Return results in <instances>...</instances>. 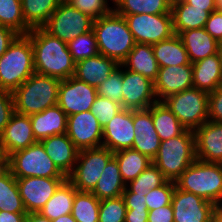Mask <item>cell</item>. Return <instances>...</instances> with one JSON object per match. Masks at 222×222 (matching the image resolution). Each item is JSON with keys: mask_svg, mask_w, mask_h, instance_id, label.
<instances>
[{"mask_svg": "<svg viewBox=\"0 0 222 222\" xmlns=\"http://www.w3.org/2000/svg\"><path fill=\"white\" fill-rule=\"evenodd\" d=\"M24 222H50V220L40 212H31L26 214Z\"/></svg>", "mask_w": 222, "mask_h": 222, "instance_id": "cell-55", "label": "cell"}, {"mask_svg": "<svg viewBox=\"0 0 222 222\" xmlns=\"http://www.w3.org/2000/svg\"><path fill=\"white\" fill-rule=\"evenodd\" d=\"M176 187L210 201L222 197V163L196 159L175 181Z\"/></svg>", "mask_w": 222, "mask_h": 222, "instance_id": "cell-6", "label": "cell"}, {"mask_svg": "<svg viewBox=\"0 0 222 222\" xmlns=\"http://www.w3.org/2000/svg\"><path fill=\"white\" fill-rule=\"evenodd\" d=\"M100 200L91 192L76 191L71 215L77 222H99Z\"/></svg>", "mask_w": 222, "mask_h": 222, "instance_id": "cell-38", "label": "cell"}, {"mask_svg": "<svg viewBox=\"0 0 222 222\" xmlns=\"http://www.w3.org/2000/svg\"><path fill=\"white\" fill-rule=\"evenodd\" d=\"M67 117V114L57 104L40 113L30 115L36 141L65 134L67 131Z\"/></svg>", "mask_w": 222, "mask_h": 222, "instance_id": "cell-25", "label": "cell"}, {"mask_svg": "<svg viewBox=\"0 0 222 222\" xmlns=\"http://www.w3.org/2000/svg\"><path fill=\"white\" fill-rule=\"evenodd\" d=\"M188 53L190 63L217 54L219 44L204 28L190 29L178 34Z\"/></svg>", "mask_w": 222, "mask_h": 222, "instance_id": "cell-26", "label": "cell"}, {"mask_svg": "<svg viewBox=\"0 0 222 222\" xmlns=\"http://www.w3.org/2000/svg\"><path fill=\"white\" fill-rule=\"evenodd\" d=\"M204 29L219 43L222 44V12L213 11L205 23Z\"/></svg>", "mask_w": 222, "mask_h": 222, "instance_id": "cell-48", "label": "cell"}, {"mask_svg": "<svg viewBox=\"0 0 222 222\" xmlns=\"http://www.w3.org/2000/svg\"><path fill=\"white\" fill-rule=\"evenodd\" d=\"M193 87L208 94L222 85V52L192 63Z\"/></svg>", "mask_w": 222, "mask_h": 222, "instance_id": "cell-23", "label": "cell"}, {"mask_svg": "<svg viewBox=\"0 0 222 222\" xmlns=\"http://www.w3.org/2000/svg\"><path fill=\"white\" fill-rule=\"evenodd\" d=\"M148 222H174L172 205L149 211Z\"/></svg>", "mask_w": 222, "mask_h": 222, "instance_id": "cell-49", "label": "cell"}, {"mask_svg": "<svg viewBox=\"0 0 222 222\" xmlns=\"http://www.w3.org/2000/svg\"><path fill=\"white\" fill-rule=\"evenodd\" d=\"M26 214L0 211V222H24Z\"/></svg>", "mask_w": 222, "mask_h": 222, "instance_id": "cell-54", "label": "cell"}, {"mask_svg": "<svg viewBox=\"0 0 222 222\" xmlns=\"http://www.w3.org/2000/svg\"><path fill=\"white\" fill-rule=\"evenodd\" d=\"M0 25L18 35H27L32 30L24 21L21 0H0Z\"/></svg>", "mask_w": 222, "mask_h": 222, "instance_id": "cell-37", "label": "cell"}, {"mask_svg": "<svg viewBox=\"0 0 222 222\" xmlns=\"http://www.w3.org/2000/svg\"><path fill=\"white\" fill-rule=\"evenodd\" d=\"M0 211L27 213L19 193L16 177L10 170L0 176Z\"/></svg>", "mask_w": 222, "mask_h": 222, "instance_id": "cell-36", "label": "cell"}, {"mask_svg": "<svg viewBox=\"0 0 222 222\" xmlns=\"http://www.w3.org/2000/svg\"><path fill=\"white\" fill-rule=\"evenodd\" d=\"M9 155L36 143L30 116L14 112L1 134Z\"/></svg>", "mask_w": 222, "mask_h": 222, "instance_id": "cell-22", "label": "cell"}, {"mask_svg": "<svg viewBox=\"0 0 222 222\" xmlns=\"http://www.w3.org/2000/svg\"><path fill=\"white\" fill-rule=\"evenodd\" d=\"M122 80V65L120 64L119 67L96 88L98 95L120 103L122 106Z\"/></svg>", "mask_w": 222, "mask_h": 222, "instance_id": "cell-42", "label": "cell"}, {"mask_svg": "<svg viewBox=\"0 0 222 222\" xmlns=\"http://www.w3.org/2000/svg\"><path fill=\"white\" fill-rule=\"evenodd\" d=\"M110 1H112L111 3H113V4H114V3H115L117 0H110Z\"/></svg>", "mask_w": 222, "mask_h": 222, "instance_id": "cell-63", "label": "cell"}, {"mask_svg": "<svg viewBox=\"0 0 222 222\" xmlns=\"http://www.w3.org/2000/svg\"><path fill=\"white\" fill-rule=\"evenodd\" d=\"M113 157V152L103 146L82 149L79 151L74 169L67 179L77 191L92 192L103 169Z\"/></svg>", "mask_w": 222, "mask_h": 222, "instance_id": "cell-9", "label": "cell"}, {"mask_svg": "<svg viewBox=\"0 0 222 222\" xmlns=\"http://www.w3.org/2000/svg\"><path fill=\"white\" fill-rule=\"evenodd\" d=\"M216 11L222 12V0H215Z\"/></svg>", "mask_w": 222, "mask_h": 222, "instance_id": "cell-61", "label": "cell"}, {"mask_svg": "<svg viewBox=\"0 0 222 222\" xmlns=\"http://www.w3.org/2000/svg\"><path fill=\"white\" fill-rule=\"evenodd\" d=\"M60 82L59 78L33 73L12 92L14 111L30 116L56 105Z\"/></svg>", "mask_w": 222, "mask_h": 222, "instance_id": "cell-3", "label": "cell"}, {"mask_svg": "<svg viewBox=\"0 0 222 222\" xmlns=\"http://www.w3.org/2000/svg\"><path fill=\"white\" fill-rule=\"evenodd\" d=\"M9 170V160H0V176Z\"/></svg>", "mask_w": 222, "mask_h": 222, "instance_id": "cell-58", "label": "cell"}, {"mask_svg": "<svg viewBox=\"0 0 222 222\" xmlns=\"http://www.w3.org/2000/svg\"><path fill=\"white\" fill-rule=\"evenodd\" d=\"M134 141L132 148L153 160L160 147V137L154 128L151 106L133 110Z\"/></svg>", "mask_w": 222, "mask_h": 222, "instance_id": "cell-19", "label": "cell"}, {"mask_svg": "<svg viewBox=\"0 0 222 222\" xmlns=\"http://www.w3.org/2000/svg\"><path fill=\"white\" fill-rule=\"evenodd\" d=\"M123 97L122 108L138 110L147 109L157 102L154 82L139 73L122 66Z\"/></svg>", "mask_w": 222, "mask_h": 222, "instance_id": "cell-13", "label": "cell"}, {"mask_svg": "<svg viewBox=\"0 0 222 222\" xmlns=\"http://www.w3.org/2000/svg\"><path fill=\"white\" fill-rule=\"evenodd\" d=\"M196 159L222 163V122L206 121L194 130Z\"/></svg>", "mask_w": 222, "mask_h": 222, "instance_id": "cell-20", "label": "cell"}, {"mask_svg": "<svg viewBox=\"0 0 222 222\" xmlns=\"http://www.w3.org/2000/svg\"><path fill=\"white\" fill-rule=\"evenodd\" d=\"M146 194L123 192L122 197L127 209H148L146 205Z\"/></svg>", "mask_w": 222, "mask_h": 222, "instance_id": "cell-50", "label": "cell"}, {"mask_svg": "<svg viewBox=\"0 0 222 222\" xmlns=\"http://www.w3.org/2000/svg\"><path fill=\"white\" fill-rule=\"evenodd\" d=\"M148 209H127L125 222H148Z\"/></svg>", "mask_w": 222, "mask_h": 222, "instance_id": "cell-52", "label": "cell"}, {"mask_svg": "<svg viewBox=\"0 0 222 222\" xmlns=\"http://www.w3.org/2000/svg\"><path fill=\"white\" fill-rule=\"evenodd\" d=\"M93 31L99 54L115 60L119 65L136 44L124 17L114 10L94 20Z\"/></svg>", "mask_w": 222, "mask_h": 222, "instance_id": "cell-2", "label": "cell"}, {"mask_svg": "<svg viewBox=\"0 0 222 222\" xmlns=\"http://www.w3.org/2000/svg\"><path fill=\"white\" fill-rule=\"evenodd\" d=\"M215 212L222 216V197L215 204Z\"/></svg>", "mask_w": 222, "mask_h": 222, "instance_id": "cell-59", "label": "cell"}, {"mask_svg": "<svg viewBox=\"0 0 222 222\" xmlns=\"http://www.w3.org/2000/svg\"><path fill=\"white\" fill-rule=\"evenodd\" d=\"M134 40L138 44L154 45L171 38L173 29L172 13L122 15Z\"/></svg>", "mask_w": 222, "mask_h": 222, "instance_id": "cell-10", "label": "cell"}, {"mask_svg": "<svg viewBox=\"0 0 222 222\" xmlns=\"http://www.w3.org/2000/svg\"><path fill=\"white\" fill-rule=\"evenodd\" d=\"M184 1L193 7L204 8V11H208L209 13L216 10L215 0H184Z\"/></svg>", "mask_w": 222, "mask_h": 222, "instance_id": "cell-53", "label": "cell"}, {"mask_svg": "<svg viewBox=\"0 0 222 222\" xmlns=\"http://www.w3.org/2000/svg\"><path fill=\"white\" fill-rule=\"evenodd\" d=\"M125 188L126 184L119 171V165L113 157L103 169V172L91 193L99 200L117 198L122 196Z\"/></svg>", "mask_w": 222, "mask_h": 222, "instance_id": "cell-30", "label": "cell"}, {"mask_svg": "<svg viewBox=\"0 0 222 222\" xmlns=\"http://www.w3.org/2000/svg\"><path fill=\"white\" fill-rule=\"evenodd\" d=\"M175 186L174 181L167 180L162 186L149 190L145 195L148 210H155L171 204Z\"/></svg>", "mask_w": 222, "mask_h": 222, "instance_id": "cell-43", "label": "cell"}, {"mask_svg": "<svg viewBox=\"0 0 222 222\" xmlns=\"http://www.w3.org/2000/svg\"><path fill=\"white\" fill-rule=\"evenodd\" d=\"M33 73V47L27 35H18L0 57V89L13 92Z\"/></svg>", "mask_w": 222, "mask_h": 222, "instance_id": "cell-4", "label": "cell"}, {"mask_svg": "<svg viewBox=\"0 0 222 222\" xmlns=\"http://www.w3.org/2000/svg\"><path fill=\"white\" fill-rule=\"evenodd\" d=\"M113 154L125 184L134 180L152 163L151 159L133 148L123 149Z\"/></svg>", "mask_w": 222, "mask_h": 222, "instance_id": "cell-33", "label": "cell"}, {"mask_svg": "<svg viewBox=\"0 0 222 222\" xmlns=\"http://www.w3.org/2000/svg\"><path fill=\"white\" fill-rule=\"evenodd\" d=\"M18 36L13 30L0 25V57L7 51L9 45Z\"/></svg>", "mask_w": 222, "mask_h": 222, "instance_id": "cell-51", "label": "cell"}, {"mask_svg": "<svg viewBox=\"0 0 222 222\" xmlns=\"http://www.w3.org/2000/svg\"><path fill=\"white\" fill-rule=\"evenodd\" d=\"M59 3H67L69 0H57Z\"/></svg>", "mask_w": 222, "mask_h": 222, "instance_id": "cell-62", "label": "cell"}, {"mask_svg": "<svg viewBox=\"0 0 222 222\" xmlns=\"http://www.w3.org/2000/svg\"><path fill=\"white\" fill-rule=\"evenodd\" d=\"M196 160L195 135L186 129L181 135L161 141L152 163L168 181H176Z\"/></svg>", "mask_w": 222, "mask_h": 222, "instance_id": "cell-5", "label": "cell"}, {"mask_svg": "<svg viewBox=\"0 0 222 222\" xmlns=\"http://www.w3.org/2000/svg\"><path fill=\"white\" fill-rule=\"evenodd\" d=\"M173 29L175 34L190 29L204 28L210 13L204 8L193 7L184 0H174L171 3Z\"/></svg>", "mask_w": 222, "mask_h": 222, "instance_id": "cell-27", "label": "cell"}, {"mask_svg": "<svg viewBox=\"0 0 222 222\" xmlns=\"http://www.w3.org/2000/svg\"><path fill=\"white\" fill-rule=\"evenodd\" d=\"M66 134L79 150L102 146L103 128L90 110L69 115Z\"/></svg>", "mask_w": 222, "mask_h": 222, "instance_id": "cell-14", "label": "cell"}, {"mask_svg": "<svg viewBox=\"0 0 222 222\" xmlns=\"http://www.w3.org/2000/svg\"><path fill=\"white\" fill-rule=\"evenodd\" d=\"M77 189L66 179L39 211L50 221L70 214Z\"/></svg>", "mask_w": 222, "mask_h": 222, "instance_id": "cell-31", "label": "cell"}, {"mask_svg": "<svg viewBox=\"0 0 222 222\" xmlns=\"http://www.w3.org/2000/svg\"><path fill=\"white\" fill-rule=\"evenodd\" d=\"M23 18L31 28L43 27L59 6L57 0H21Z\"/></svg>", "mask_w": 222, "mask_h": 222, "instance_id": "cell-35", "label": "cell"}, {"mask_svg": "<svg viewBox=\"0 0 222 222\" xmlns=\"http://www.w3.org/2000/svg\"><path fill=\"white\" fill-rule=\"evenodd\" d=\"M121 65L123 68L139 73L153 82L158 76L159 65L153 54L152 45L136 43Z\"/></svg>", "mask_w": 222, "mask_h": 222, "instance_id": "cell-28", "label": "cell"}, {"mask_svg": "<svg viewBox=\"0 0 222 222\" xmlns=\"http://www.w3.org/2000/svg\"><path fill=\"white\" fill-rule=\"evenodd\" d=\"M92 19L68 3H60L43 28L51 35L69 43L93 29Z\"/></svg>", "mask_w": 222, "mask_h": 222, "instance_id": "cell-11", "label": "cell"}, {"mask_svg": "<svg viewBox=\"0 0 222 222\" xmlns=\"http://www.w3.org/2000/svg\"><path fill=\"white\" fill-rule=\"evenodd\" d=\"M97 95L96 87L71 76L60 82L57 105L69 116L89 111Z\"/></svg>", "mask_w": 222, "mask_h": 222, "instance_id": "cell-12", "label": "cell"}, {"mask_svg": "<svg viewBox=\"0 0 222 222\" xmlns=\"http://www.w3.org/2000/svg\"><path fill=\"white\" fill-rule=\"evenodd\" d=\"M122 109L120 103L97 95L90 111L98 118L99 124L103 128Z\"/></svg>", "mask_w": 222, "mask_h": 222, "instance_id": "cell-44", "label": "cell"}, {"mask_svg": "<svg viewBox=\"0 0 222 222\" xmlns=\"http://www.w3.org/2000/svg\"><path fill=\"white\" fill-rule=\"evenodd\" d=\"M174 222H210L215 205L175 186L171 202Z\"/></svg>", "mask_w": 222, "mask_h": 222, "instance_id": "cell-15", "label": "cell"}, {"mask_svg": "<svg viewBox=\"0 0 222 222\" xmlns=\"http://www.w3.org/2000/svg\"><path fill=\"white\" fill-rule=\"evenodd\" d=\"M166 181L163 173L151 163L134 180L126 184L124 192L147 194L149 190L162 186Z\"/></svg>", "mask_w": 222, "mask_h": 222, "instance_id": "cell-39", "label": "cell"}, {"mask_svg": "<svg viewBox=\"0 0 222 222\" xmlns=\"http://www.w3.org/2000/svg\"><path fill=\"white\" fill-rule=\"evenodd\" d=\"M9 170L16 178H67L46 154L45 148L40 141L10 154Z\"/></svg>", "mask_w": 222, "mask_h": 222, "instance_id": "cell-7", "label": "cell"}, {"mask_svg": "<svg viewBox=\"0 0 222 222\" xmlns=\"http://www.w3.org/2000/svg\"><path fill=\"white\" fill-rule=\"evenodd\" d=\"M50 222H77L73 216L70 214L63 215L58 217L57 219L51 220Z\"/></svg>", "mask_w": 222, "mask_h": 222, "instance_id": "cell-57", "label": "cell"}, {"mask_svg": "<svg viewBox=\"0 0 222 222\" xmlns=\"http://www.w3.org/2000/svg\"><path fill=\"white\" fill-rule=\"evenodd\" d=\"M193 87L192 63L180 66L159 67L158 76L154 81L157 101Z\"/></svg>", "mask_w": 222, "mask_h": 222, "instance_id": "cell-18", "label": "cell"}, {"mask_svg": "<svg viewBox=\"0 0 222 222\" xmlns=\"http://www.w3.org/2000/svg\"><path fill=\"white\" fill-rule=\"evenodd\" d=\"M171 0H117L114 11L119 15L171 13Z\"/></svg>", "mask_w": 222, "mask_h": 222, "instance_id": "cell-34", "label": "cell"}, {"mask_svg": "<svg viewBox=\"0 0 222 222\" xmlns=\"http://www.w3.org/2000/svg\"><path fill=\"white\" fill-rule=\"evenodd\" d=\"M134 130L133 110L123 108L103 127L102 146L113 153L132 148Z\"/></svg>", "mask_w": 222, "mask_h": 222, "instance_id": "cell-17", "label": "cell"}, {"mask_svg": "<svg viewBox=\"0 0 222 222\" xmlns=\"http://www.w3.org/2000/svg\"><path fill=\"white\" fill-rule=\"evenodd\" d=\"M9 153L6 150L5 144L0 135V160H9Z\"/></svg>", "mask_w": 222, "mask_h": 222, "instance_id": "cell-56", "label": "cell"}, {"mask_svg": "<svg viewBox=\"0 0 222 222\" xmlns=\"http://www.w3.org/2000/svg\"><path fill=\"white\" fill-rule=\"evenodd\" d=\"M152 47L159 67L191 64L184 44L177 34L152 45Z\"/></svg>", "mask_w": 222, "mask_h": 222, "instance_id": "cell-29", "label": "cell"}, {"mask_svg": "<svg viewBox=\"0 0 222 222\" xmlns=\"http://www.w3.org/2000/svg\"><path fill=\"white\" fill-rule=\"evenodd\" d=\"M126 210L122 196L100 200L99 222H125Z\"/></svg>", "mask_w": 222, "mask_h": 222, "instance_id": "cell-41", "label": "cell"}, {"mask_svg": "<svg viewBox=\"0 0 222 222\" xmlns=\"http://www.w3.org/2000/svg\"><path fill=\"white\" fill-rule=\"evenodd\" d=\"M208 120L222 122V85L209 93Z\"/></svg>", "mask_w": 222, "mask_h": 222, "instance_id": "cell-47", "label": "cell"}, {"mask_svg": "<svg viewBox=\"0 0 222 222\" xmlns=\"http://www.w3.org/2000/svg\"><path fill=\"white\" fill-rule=\"evenodd\" d=\"M118 67L115 60L98 54L76 62L74 77L97 88Z\"/></svg>", "mask_w": 222, "mask_h": 222, "instance_id": "cell-24", "label": "cell"}, {"mask_svg": "<svg viewBox=\"0 0 222 222\" xmlns=\"http://www.w3.org/2000/svg\"><path fill=\"white\" fill-rule=\"evenodd\" d=\"M152 120L160 140H168L181 135L186 128L163 102L157 101L151 105Z\"/></svg>", "mask_w": 222, "mask_h": 222, "instance_id": "cell-32", "label": "cell"}, {"mask_svg": "<svg viewBox=\"0 0 222 222\" xmlns=\"http://www.w3.org/2000/svg\"><path fill=\"white\" fill-rule=\"evenodd\" d=\"M208 101L207 92L192 87L171 95L162 102L186 129L194 131L208 121Z\"/></svg>", "mask_w": 222, "mask_h": 222, "instance_id": "cell-8", "label": "cell"}, {"mask_svg": "<svg viewBox=\"0 0 222 222\" xmlns=\"http://www.w3.org/2000/svg\"><path fill=\"white\" fill-rule=\"evenodd\" d=\"M14 112L12 92L0 89V135Z\"/></svg>", "mask_w": 222, "mask_h": 222, "instance_id": "cell-46", "label": "cell"}, {"mask_svg": "<svg viewBox=\"0 0 222 222\" xmlns=\"http://www.w3.org/2000/svg\"><path fill=\"white\" fill-rule=\"evenodd\" d=\"M108 1L109 0H69L67 3L96 20L110 14L114 10V8L109 6Z\"/></svg>", "mask_w": 222, "mask_h": 222, "instance_id": "cell-45", "label": "cell"}, {"mask_svg": "<svg viewBox=\"0 0 222 222\" xmlns=\"http://www.w3.org/2000/svg\"><path fill=\"white\" fill-rule=\"evenodd\" d=\"M27 36L32 42L35 73L60 80L74 76L76 62L67 43L51 35L43 27L33 28Z\"/></svg>", "mask_w": 222, "mask_h": 222, "instance_id": "cell-1", "label": "cell"}, {"mask_svg": "<svg viewBox=\"0 0 222 222\" xmlns=\"http://www.w3.org/2000/svg\"><path fill=\"white\" fill-rule=\"evenodd\" d=\"M210 222H222V216L219 215L218 213L214 212Z\"/></svg>", "mask_w": 222, "mask_h": 222, "instance_id": "cell-60", "label": "cell"}, {"mask_svg": "<svg viewBox=\"0 0 222 222\" xmlns=\"http://www.w3.org/2000/svg\"><path fill=\"white\" fill-rule=\"evenodd\" d=\"M67 178H16L27 213L39 212Z\"/></svg>", "mask_w": 222, "mask_h": 222, "instance_id": "cell-16", "label": "cell"}, {"mask_svg": "<svg viewBox=\"0 0 222 222\" xmlns=\"http://www.w3.org/2000/svg\"><path fill=\"white\" fill-rule=\"evenodd\" d=\"M40 142L55 166L64 176L68 177L74 169L80 150L66 133L50 136Z\"/></svg>", "mask_w": 222, "mask_h": 222, "instance_id": "cell-21", "label": "cell"}, {"mask_svg": "<svg viewBox=\"0 0 222 222\" xmlns=\"http://www.w3.org/2000/svg\"><path fill=\"white\" fill-rule=\"evenodd\" d=\"M67 46L75 62L99 54L98 43L93 29L77 36Z\"/></svg>", "mask_w": 222, "mask_h": 222, "instance_id": "cell-40", "label": "cell"}]
</instances>
